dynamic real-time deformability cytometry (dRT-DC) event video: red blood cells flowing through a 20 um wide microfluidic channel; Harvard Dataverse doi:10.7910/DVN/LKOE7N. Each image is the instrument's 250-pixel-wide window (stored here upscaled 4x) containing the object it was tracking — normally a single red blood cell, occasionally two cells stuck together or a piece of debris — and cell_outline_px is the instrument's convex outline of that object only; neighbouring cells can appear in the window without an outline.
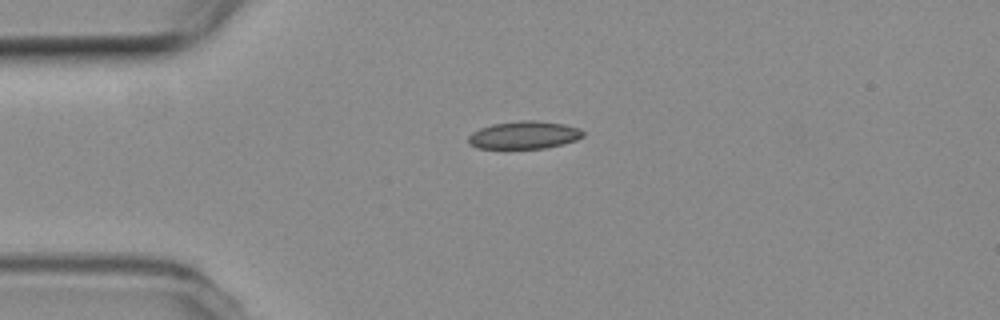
{"species": "common noctule bat (a hibernating species)", "species_latin": "Nyctalus noctula", "temperature_condition": "room temperature", "stored_images_in_passage": 43, "camera_frame_rate_fps": 3000, "um_per_image_px": 0.085, "animal": {"sex": "female", "body_mass_g": 19.3, "forearm_length_mm": 54.1}, "frame": {"image": 1, "passage_image": 1, "time_ms": 0.0, "image_size_px": [1000, 320], "cell_outline_px": [[584, 136], [576, 140], [564, 144], [544, 148], [476, 148], [468, 144], [468, 136], [472, 132], [480, 128], [492, 124], [520, 120], [536, 120], [564, 124], [580, 128], [584, 132]], "centroid_in_image_um": [44.55, 11.47], "position_along_channel_um": 40.4, "area_um2": 18.67}}
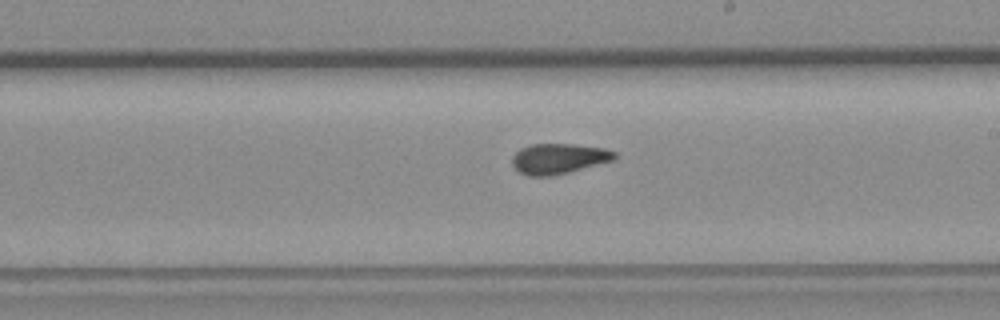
{"frame": {"image": 2, "passage_image": 19, "time_ms": 6.0, "image_size_px": [1000, 320], "cell_outline_px": [[616, 156], [612, 160], [568, 172], [552, 176], [528, 176], [520, 172], [512, 164], [512, 156], [520, 148], [532, 144], [572, 144], [604, 148], [616, 152]], "centroid_in_image_um": [47.45, 13.48], "position_along_channel_um": 241.6, "area_um2": 17.92}}
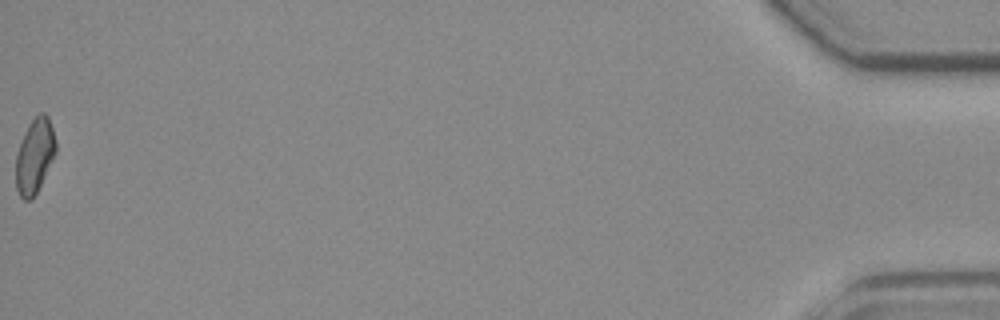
{"frame": {"image": 3, "passage_image": 43, "time_ms": 14.0, "image_size_px": [1000, 320], "cell_outline_px": [[56, 152], [32, 200], [24, 200], [20, 196], [16, 188], [16, 156], [24, 132], [28, 124], [40, 112], [44, 112], [48, 116], [56, 140]], "centroid_in_image_um": [2.94, 13.23], "position_along_channel_um": 432.3, "area_um2": 17.17}, "authors_computed_cell_mechanics": {"area_um2": 18.0336, "velocity_mm_per_s": 3.7495, "shape_relaxation_time_tau1_ms": null, "shape_relaxation_time_tau2_ms": 2.3585, "deformation_change_tau1": null, "deformation_change_tau2": 0.0659}}